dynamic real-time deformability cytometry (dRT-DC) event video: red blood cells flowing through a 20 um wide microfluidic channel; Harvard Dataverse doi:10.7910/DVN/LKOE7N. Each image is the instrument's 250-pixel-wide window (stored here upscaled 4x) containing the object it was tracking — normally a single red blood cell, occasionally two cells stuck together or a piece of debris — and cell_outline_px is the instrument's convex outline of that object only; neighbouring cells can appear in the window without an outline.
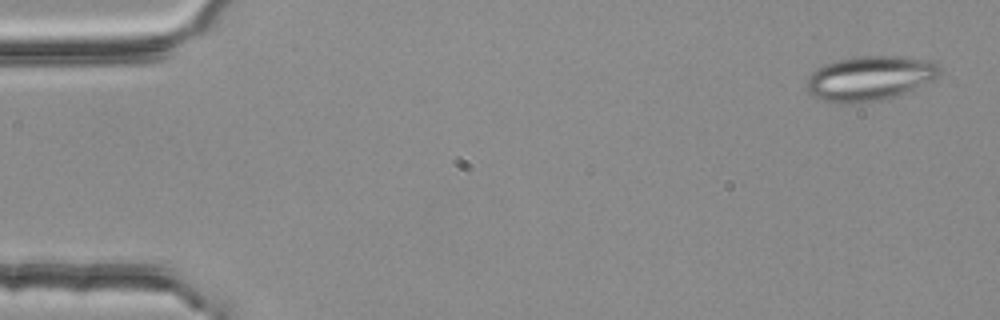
{"species": "common noctule bat (a hibernating species)", "species_latin": "Nyctalus noctula", "temperature_condition": "room temperature", "stored_images_in_passage": 54, "segment_of_instrument_passage": [1, 2], "camera_frame_rate_fps": 3000, "um_per_image_px": 0.085, "animal": {"sex": "female", "body_mass_g": 25.1}, "frame": {"image": 1, "passage_image": 2, "time_ms": 0.333, "image_size_px": [1000, 320], "cell_outline_px": [[940, 72], [932, 80], [904, 92], [884, 100], [856, 104], [816, 100], [804, 88], [804, 84], [808, 76], [816, 68], [824, 64], [836, 60], [856, 56], [900, 56], [928, 60], [940, 64]], "centroid_in_image_um": [73.84, 6.66], "position_along_channel_um": 11.2, "area_um2": 34.97}}